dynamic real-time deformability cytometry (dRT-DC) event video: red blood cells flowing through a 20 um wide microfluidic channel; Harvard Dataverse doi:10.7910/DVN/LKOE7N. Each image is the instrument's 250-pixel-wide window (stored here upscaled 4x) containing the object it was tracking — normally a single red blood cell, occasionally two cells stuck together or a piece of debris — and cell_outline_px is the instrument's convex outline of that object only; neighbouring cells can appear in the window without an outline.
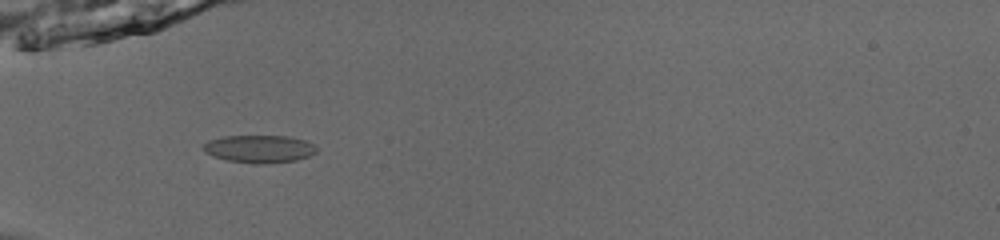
{"species": "common noctule bat (a hibernating species)", "species_latin": "Nyctalus noctula", "temperature_condition": "room temperature", "stored_images_in_passage": 55, "camera_frame_rate_fps": 3000, "um_per_image_px": 0.085, "animal": {"sex": "male", "body_mass_g": 13.0, "forearm_length_mm": 53.1}, "frame": {"image": 1, "passage_image": 21, "time_ms": 6.667, "image_size_px": [1000, 240], "cell_outline_px": [[316, 152], [308, 156], [296, 160], [264, 164], [252, 164], [228, 160], [204, 152], [204, 144], [208, 140], [224, 136], [288, 136], [304, 140], [316, 144]], "centroid_in_image_um": [22.07, 12.65], "position_along_channel_um": 62.9, "area_um2": 18.21}}
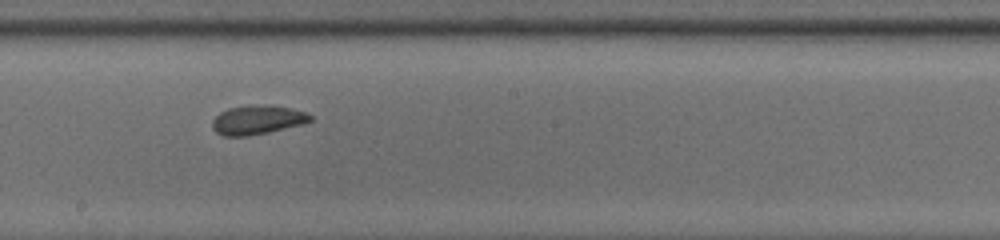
{"frame": {"image": 2, "passage_image": 34, "time_ms": 11.0, "image_size_px": [1000, 240], "cell_outline_px": [[312, 120], [304, 124], [268, 132], [248, 136], [224, 136], [216, 132], [212, 128], [212, 120], [220, 112], [228, 108], [248, 104], [264, 104], [292, 108], [304, 112], [312, 116]], "centroid_in_image_um": [21.86, 10.17], "position_along_channel_um": 226.3, "area_um2": 16.82}}
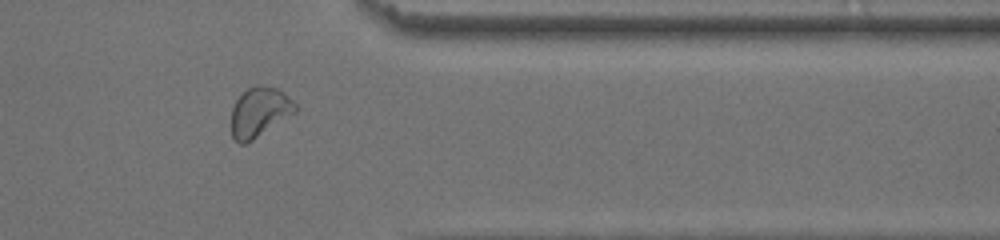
{"frame": {"image": 3, "passage_image": 47, "time_ms": 15.333, "image_size_px": [1000, 240], "cell_outline_px": [[296, 112], [252, 140], [244, 144], [240, 144], [232, 136], [232, 108], [236, 100], [248, 88], [256, 84], [260, 84], [276, 88], [292, 100], [296, 104]], "centroid_in_image_um": [22.05, 9.51], "position_along_channel_um": 389.4, "area_um2": 18.21}, "authors_computed_cell_mechanics": {"area_um2": 18.1492, "velocity_mm_per_s": 3.8809, "shape_relaxation_time_tau1_ms": 3.2479, "shape_relaxation_time_tau2_ms": 1.7059, "deformation_change_tau1": 0.1083, "deformation_change_tau2": 0.0781}}